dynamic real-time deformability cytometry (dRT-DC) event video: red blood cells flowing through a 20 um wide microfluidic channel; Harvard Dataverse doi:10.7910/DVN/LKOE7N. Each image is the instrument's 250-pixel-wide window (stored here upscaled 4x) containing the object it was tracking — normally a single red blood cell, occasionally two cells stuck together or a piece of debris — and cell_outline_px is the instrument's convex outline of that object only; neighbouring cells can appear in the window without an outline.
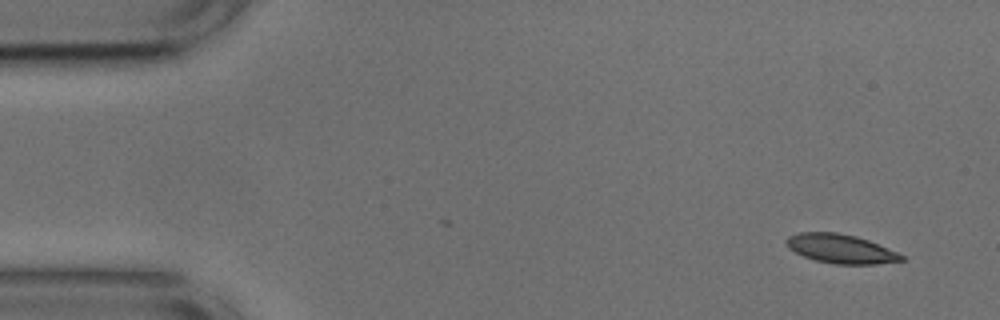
{"species": "common noctule bat (a hibernating species)", "species_latin": "Nyctalus noctula", "temperature_condition": "cold", "stored_images_in_passage": 51, "camera_frame_rate_fps": 3000, "um_per_image_px": 0.085, "animal": {"sex": "male", "body_mass_g": 17.9, "forearm_length_mm": 54.2}, "frame": {"image": 1, "passage_image": 1, "time_ms": 0.0, "image_size_px": [1000, 320], "cell_outline_px": [[904, 260], [876, 264], [836, 264], [816, 260], [804, 256], [788, 248], [784, 240], [788, 236], [800, 232], [836, 232], [856, 236], [868, 240], [896, 252], [904, 256]], "centroid_in_image_um": [71.42, 21.13], "position_along_channel_um": 13.6, "area_um2": 19.31}}
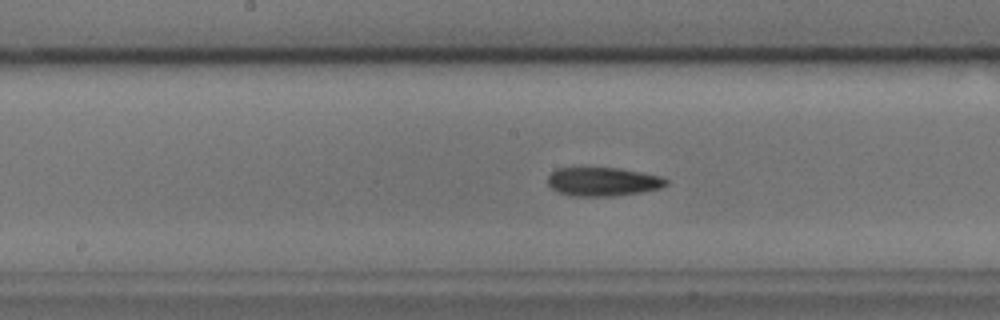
{"frame": {"image": 2, "passage_image": 24, "time_ms": 7.667, "image_size_px": [1000, 320], "cell_outline_px": [[668, 184], [660, 188], [640, 192], [616, 196], [572, 196], [560, 192], [552, 188], [548, 184], [548, 176], [556, 168], [620, 168], [660, 176], [668, 180]], "centroid_in_image_um": [51.25, 15.44], "position_along_channel_um": 196.9, "area_um2": 19.71}}
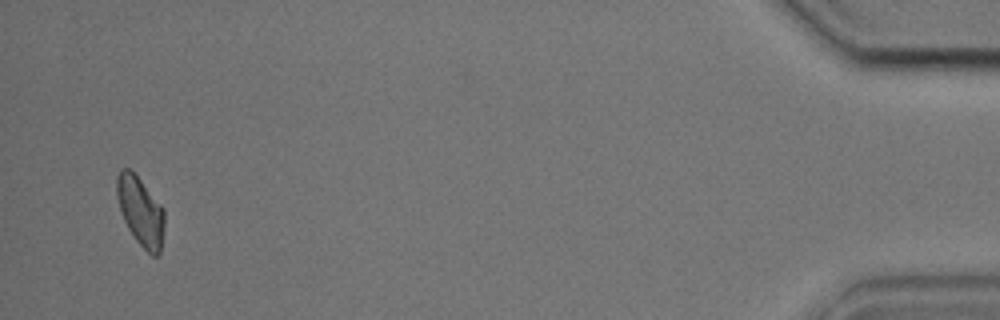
{"frame": {"image": 3, "passage_image": 49, "time_ms": 16.0, "image_size_px": [1000, 320], "cell_outline_px": [[164, 224], [160, 252], [156, 256], [152, 256], [136, 240], [128, 228], [124, 220], [116, 196], [116, 176], [120, 168], [128, 168], [140, 180], [164, 208]], "centroid_in_image_um": [11.93, 17.94], "position_along_channel_um": 423.3, "area_um2": 18.9}, "authors_computed_cell_mechanics": {"area_um2": 19.4786, "velocity_mm_per_s": 3.7324, "shape_relaxation_time_tau1_ms": 6.4652, "shape_relaxation_time_tau2_ms": 4.5167, "deformation_change_tau1": 0.1535, "deformation_change_tau2": 0.1183}}